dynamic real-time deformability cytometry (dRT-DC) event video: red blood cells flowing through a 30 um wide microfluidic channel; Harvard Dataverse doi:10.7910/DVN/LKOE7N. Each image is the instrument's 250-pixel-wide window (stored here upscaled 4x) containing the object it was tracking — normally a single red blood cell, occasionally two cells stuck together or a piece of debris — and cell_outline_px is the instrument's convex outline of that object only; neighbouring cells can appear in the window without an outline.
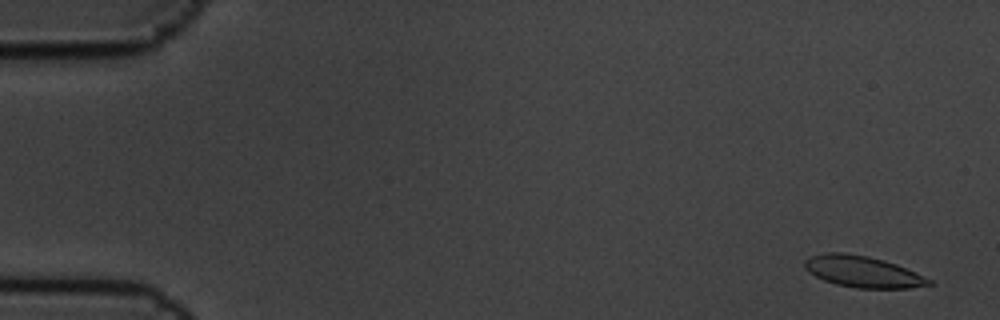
{"species": "common noctule bat (a hibernating species)", "species_latin": "Nyctalus noctula", "temperature_condition": "cold", "stored_images_in_passage": 9, "camera_frame_rate_fps": 3000, "um_per_image_px": 0.085, "animal": {"sex": "male", "body_mass_g": 19.5, "forearm_length_mm": 54.6}, "frame": {"image": 1, "passage_image": 1, "time_ms": 0.0, "image_size_px": [1000, 320], "cell_outline_px": [[936, 284], [908, 288], [856, 288], [836, 284], [824, 280], [816, 276], [804, 268], [804, 260], [808, 256], [824, 252], [844, 252], [868, 256], [884, 260], [896, 264], [932, 280]], "centroid_in_image_um": [73.31, 23.08], "position_along_channel_um": 11.7, "area_um2": 22.77}}
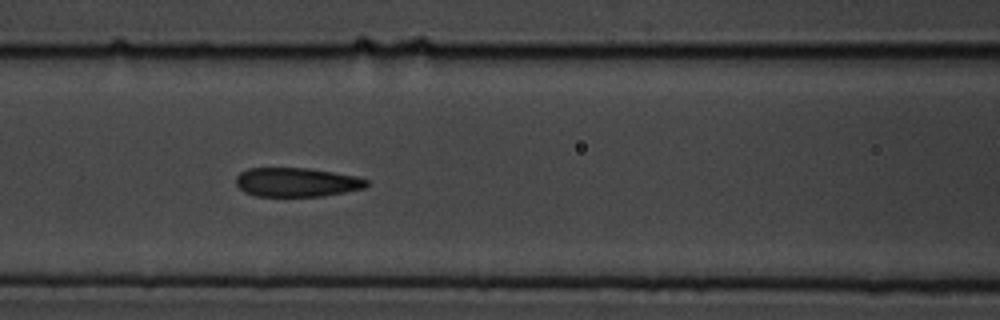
{"frame": {"image": 2, "passage_image": 7, "time_ms": 2.0, "image_size_px": [1000, 320], "cell_outline_px": [[368, 184], [364, 188], [344, 192], [320, 196], [256, 196], [244, 192], [236, 184], [236, 176], [240, 172], [248, 168], [308, 168], [356, 176], [368, 180]], "centroid_in_image_um": [25.19, 15.48], "position_along_channel_um": 141.4, "area_um2": 22.02}}
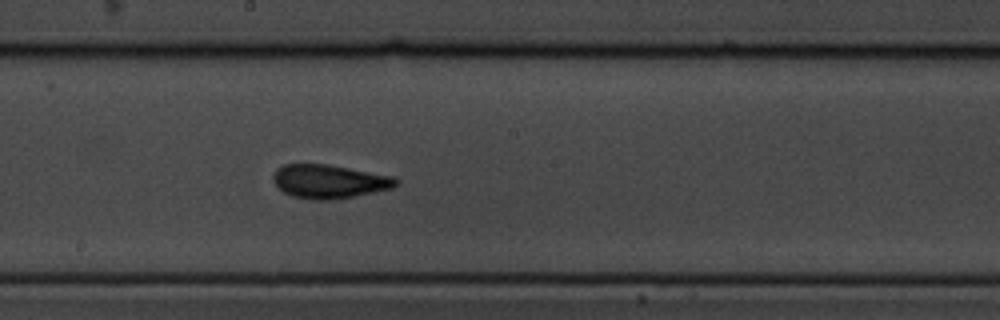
{"frame": {"image": 3, "passage_image": 9, "time_ms": 2.667, "image_size_px": [1000, 320], "cell_outline_px": [[400, 180], [392, 188], [332, 200], [316, 200], [292, 196], [284, 192], [272, 180], [272, 176], [276, 168], [284, 164], [328, 164], [392, 176]], "centroid_in_image_um": [27.95, 15.41], "position_along_channel_um": 220.3, "area_um2": 23.93}}